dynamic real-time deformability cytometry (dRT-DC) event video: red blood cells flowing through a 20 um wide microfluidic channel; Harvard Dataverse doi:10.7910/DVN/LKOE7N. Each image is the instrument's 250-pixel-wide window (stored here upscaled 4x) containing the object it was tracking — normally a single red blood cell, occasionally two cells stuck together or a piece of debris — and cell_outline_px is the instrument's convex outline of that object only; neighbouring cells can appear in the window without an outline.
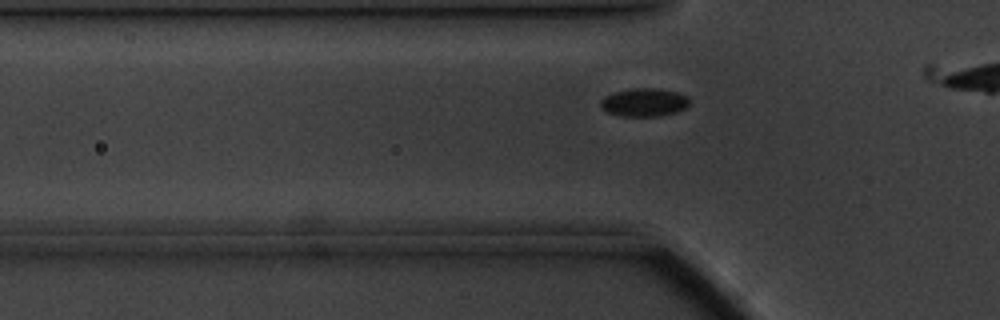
{"species": "common noctule bat (a hibernating species)", "species_latin": "Nyctalus noctula", "temperature_condition": "cold", "stored_images_in_passage": 11, "camera_frame_rate_fps": 3000, "um_per_image_px": 0.085, "animal": {"sex": "male", "body_mass_g": 20.1, "forearm_length_mm": 53.5}, "frame": {"image": 1, "passage_image": 4, "time_ms": 1.0, "image_size_px": [1000, 320], "cell_outline_px": [[688, 104], [684, 108], [676, 112], [660, 116], [624, 116], [608, 112], [600, 108], [600, 100], [604, 96], [616, 92], [632, 88], [656, 88], [676, 92], [688, 96]], "centroid_in_image_um": [54.73, 8.7], "position_along_channel_um": 71.1, "area_um2": 14.51}}